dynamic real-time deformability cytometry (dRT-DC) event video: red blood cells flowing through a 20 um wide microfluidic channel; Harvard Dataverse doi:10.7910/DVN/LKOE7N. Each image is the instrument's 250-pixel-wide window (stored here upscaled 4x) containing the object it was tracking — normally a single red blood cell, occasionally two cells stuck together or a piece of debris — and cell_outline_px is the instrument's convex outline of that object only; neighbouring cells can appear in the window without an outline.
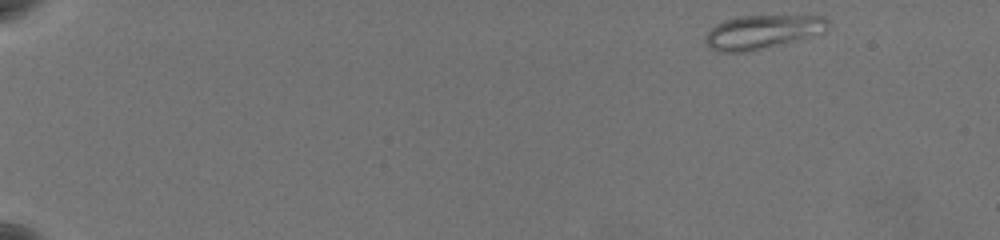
{"species": "common noctule bat (a hibernating species)", "species_latin": "Nyctalus noctula", "temperature_condition": "warm", "stored_images_in_passage": 55, "camera_frame_rate_fps": 3000, "um_per_image_px": 0.085, "animal": {"sex": "female", "body_mass_g": 19.5, "forearm_length_mm": 54.1}, "frame": {"image": 1, "passage_image": 1, "time_ms": 0.0, "image_size_px": [1000, 240], "cell_outline_px": [[828, 28], [824, 32], [796, 40], [744, 52], [720, 52], [708, 48], [704, 44], [704, 36], [716, 24], [724, 20], [740, 16], [824, 16], [828, 20]], "centroid_in_image_um": [64.74, 2.71], "position_along_channel_um": 20.3, "area_um2": 23.93}}
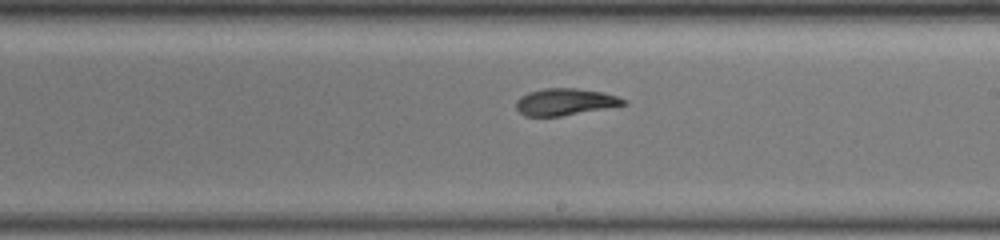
{"frame": {"image": 2, "passage_image": 33, "time_ms": 10.667, "image_size_px": [1000, 240], "cell_outline_px": [[628, 104], [560, 116], [524, 116], [516, 108], [516, 100], [520, 96], [528, 92], [544, 88], [576, 88], [604, 92], [628, 100]], "centroid_in_image_um": [48.03, 8.65], "position_along_channel_um": 241.0, "area_um2": 16.82}}
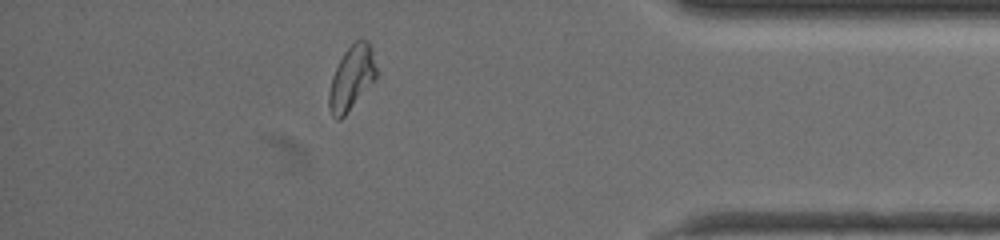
{"frame": {"image": 3, "passage_image": 49, "time_ms": 16.0, "image_size_px": [1000, 240], "cell_outline_px": [[376, 76], [344, 116], [340, 120], [336, 120], [332, 116], [328, 108], [328, 92], [332, 76], [344, 52], [356, 40], [368, 40], [372, 48], [376, 68]], "centroid_in_image_um": [29.85, 6.63], "position_along_channel_um": 405.4, "area_um2": 17.34}, "authors_computed_cell_mechanics": {"area_um2": 17.7446, "velocity_mm_per_s": 3.5615, "shape_relaxation_time_tau1_ms": null, "shape_relaxation_time_tau2_ms": 2.3937, "deformation_change_tau1": null, "deformation_change_tau2": 0.0842}}